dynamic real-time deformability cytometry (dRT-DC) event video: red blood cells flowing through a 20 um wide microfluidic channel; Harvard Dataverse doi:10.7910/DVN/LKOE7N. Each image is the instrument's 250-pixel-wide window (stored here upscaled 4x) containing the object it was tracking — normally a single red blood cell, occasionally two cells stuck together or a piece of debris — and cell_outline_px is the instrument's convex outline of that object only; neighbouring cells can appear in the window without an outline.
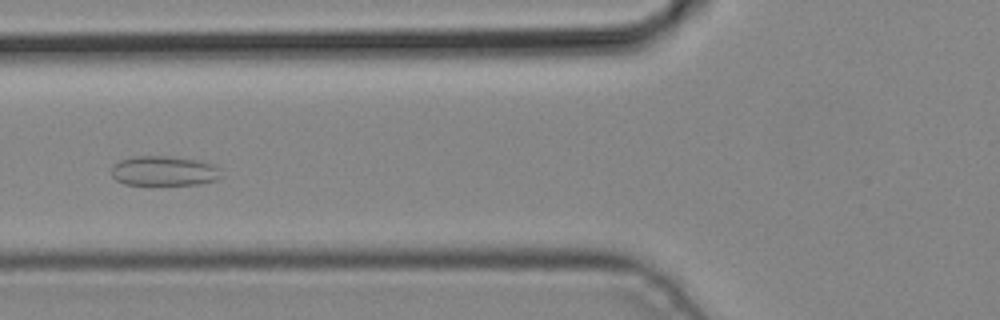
{"species": "common noctule bat (a hibernating species)", "species_latin": "Nyctalus noctula", "temperature_condition": "cold", "stored_images_in_passage": 5, "camera_frame_rate_fps": 3000, "um_per_image_px": 0.085, "animal": {"sex": "male", "body_mass_g": 19.2, "forearm_length_mm": 51.8}, "frame": {"image": 1, "passage_image": 5, "time_ms": 1.333, "image_size_px": [1000, 320], "cell_outline_px": [[220, 176], [216, 180], [200, 184], [124, 184], [116, 180], [112, 176], [112, 164], [120, 160], [132, 156], [172, 156], [200, 160], [212, 164], [220, 168]], "centroid_in_image_um": [13.93, 14.51], "position_along_channel_um": 111.9, "area_um2": 19.13}}